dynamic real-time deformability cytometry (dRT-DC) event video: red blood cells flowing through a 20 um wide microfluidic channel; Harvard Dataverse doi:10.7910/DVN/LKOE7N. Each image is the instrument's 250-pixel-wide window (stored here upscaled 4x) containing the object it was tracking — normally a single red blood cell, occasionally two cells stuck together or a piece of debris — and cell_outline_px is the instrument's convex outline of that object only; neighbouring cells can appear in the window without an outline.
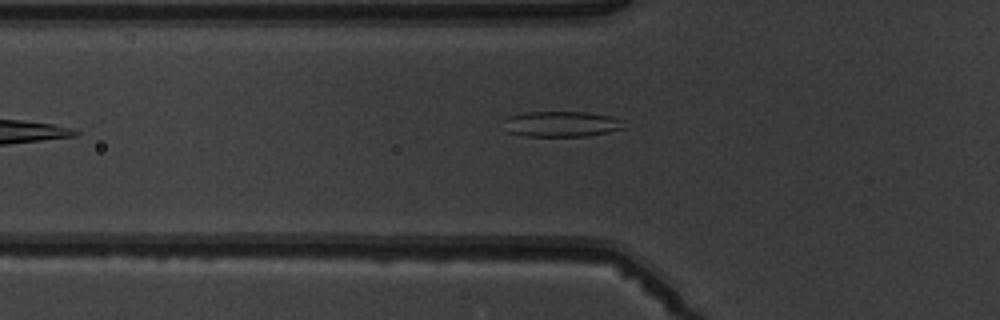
{"species": "common noctule bat (a hibernating species)", "species_latin": "Nyctalus noctula", "temperature_condition": "warm", "stored_images_in_passage": 7, "camera_frame_rate_fps": 3000, "um_per_image_px": 0.085, "animal": {"sex": "male", "body_mass_g": 19.5, "forearm_length_mm": 54.6}, "frame": {"image": 1, "passage_image": 6, "time_ms": 6.0, "image_size_px": [1000, 320], "cell_outline_px": [[624, 128], [608, 132], [588, 136], [524, 136], [508, 132], [504, 120], [508, 116], [524, 112], [584, 112], [608, 116], [620, 120]], "centroid_in_image_um": [47.67, 10.54], "position_along_channel_um": 78.1, "area_um2": 17.69}}
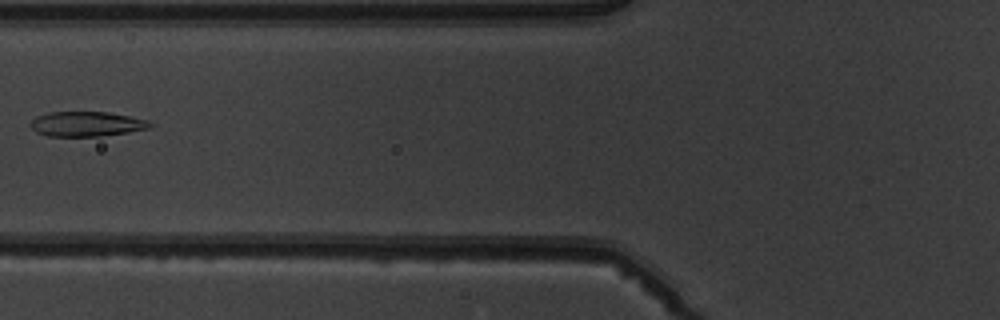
{"frame": {"image": 2, "passage_image": 7, "time_ms": 7.0, "image_size_px": [1000, 320], "cell_outline_px": [[156, 124], [148, 128], [128, 132], [100, 136], [48, 136], [36, 132], [32, 128], [32, 120], [36, 116], [48, 112], [108, 112], [148, 120]], "centroid_in_image_um": [7.38, 10.53], "position_along_channel_um": 118.4, "area_um2": 17.22}}